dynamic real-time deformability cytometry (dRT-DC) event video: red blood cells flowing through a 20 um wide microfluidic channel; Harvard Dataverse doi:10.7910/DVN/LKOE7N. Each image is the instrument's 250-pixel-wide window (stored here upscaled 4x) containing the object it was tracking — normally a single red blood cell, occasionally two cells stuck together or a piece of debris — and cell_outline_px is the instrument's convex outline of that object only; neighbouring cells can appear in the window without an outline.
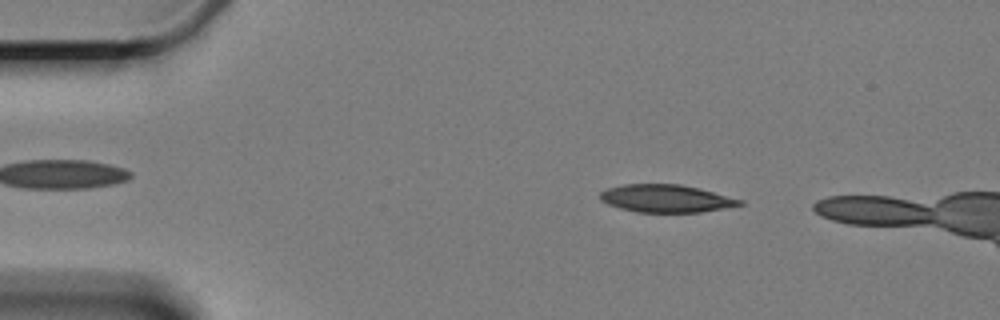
{"species": "Egyptian fruit bat (a non-hibernating species)", "species_latin": "Rousettus aegyptiacus", "temperature_condition": "cold", "stored_images_in_passage": 4, "camera_frame_rate_fps": 3000, "um_per_image_px": 0.085, "animal": {"sex": "female"}, "frame": {"image": 1, "passage_image": 2, "time_ms": 1.0, "image_size_px": [1000, 320], "cell_outline_px": [[744, 204], [724, 208], [700, 212], [636, 212], [620, 208], [608, 204], [600, 200], [600, 192], [608, 188], [624, 184], [680, 184], [744, 200]], "centroid_in_image_um": [56.59, 16.87], "position_along_channel_um": 28.4, "area_um2": 22.31}}